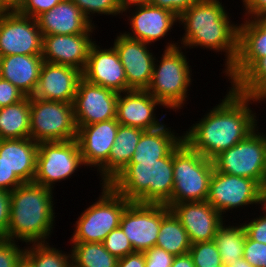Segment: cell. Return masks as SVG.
<instances>
[{
    "label": "cell",
    "instance_id": "1",
    "mask_svg": "<svg viewBox=\"0 0 266 267\" xmlns=\"http://www.w3.org/2000/svg\"><path fill=\"white\" fill-rule=\"evenodd\" d=\"M228 89L219 104L182 133L193 151L210 160L242 141L260 123L250 106L257 105L255 98L240 94L231 86Z\"/></svg>",
    "mask_w": 266,
    "mask_h": 267
},
{
    "label": "cell",
    "instance_id": "2",
    "mask_svg": "<svg viewBox=\"0 0 266 267\" xmlns=\"http://www.w3.org/2000/svg\"><path fill=\"white\" fill-rule=\"evenodd\" d=\"M224 5L222 0H198L178 16L185 32L177 41L186 50L197 47L224 54L223 74L236 61L239 38V23L231 20Z\"/></svg>",
    "mask_w": 266,
    "mask_h": 267
},
{
    "label": "cell",
    "instance_id": "3",
    "mask_svg": "<svg viewBox=\"0 0 266 267\" xmlns=\"http://www.w3.org/2000/svg\"><path fill=\"white\" fill-rule=\"evenodd\" d=\"M54 192L48 187L23 183L10 192V222L2 237L28 244L48 243L55 228Z\"/></svg>",
    "mask_w": 266,
    "mask_h": 267
},
{
    "label": "cell",
    "instance_id": "4",
    "mask_svg": "<svg viewBox=\"0 0 266 267\" xmlns=\"http://www.w3.org/2000/svg\"><path fill=\"white\" fill-rule=\"evenodd\" d=\"M173 150L156 161H130L109 184L130 202L163 204L173 192Z\"/></svg>",
    "mask_w": 266,
    "mask_h": 267
},
{
    "label": "cell",
    "instance_id": "5",
    "mask_svg": "<svg viewBox=\"0 0 266 267\" xmlns=\"http://www.w3.org/2000/svg\"><path fill=\"white\" fill-rule=\"evenodd\" d=\"M165 43L163 54L155 58L151 82L146 91L165 108L178 112L184 108L190 95L192 66L185 54L186 49L178 42L170 40Z\"/></svg>",
    "mask_w": 266,
    "mask_h": 267
},
{
    "label": "cell",
    "instance_id": "6",
    "mask_svg": "<svg viewBox=\"0 0 266 267\" xmlns=\"http://www.w3.org/2000/svg\"><path fill=\"white\" fill-rule=\"evenodd\" d=\"M213 162L193 151L182 140L173 149L174 186L171 199L165 204L207 201Z\"/></svg>",
    "mask_w": 266,
    "mask_h": 267
},
{
    "label": "cell",
    "instance_id": "7",
    "mask_svg": "<svg viewBox=\"0 0 266 267\" xmlns=\"http://www.w3.org/2000/svg\"><path fill=\"white\" fill-rule=\"evenodd\" d=\"M97 201L80 214L74 225L71 242L102 243L106 236L120 226L121 216L130 201L116 192L109 184H100Z\"/></svg>",
    "mask_w": 266,
    "mask_h": 267
},
{
    "label": "cell",
    "instance_id": "8",
    "mask_svg": "<svg viewBox=\"0 0 266 267\" xmlns=\"http://www.w3.org/2000/svg\"><path fill=\"white\" fill-rule=\"evenodd\" d=\"M30 138L37 143L77 138L73 103L30 97Z\"/></svg>",
    "mask_w": 266,
    "mask_h": 267
},
{
    "label": "cell",
    "instance_id": "9",
    "mask_svg": "<svg viewBox=\"0 0 266 267\" xmlns=\"http://www.w3.org/2000/svg\"><path fill=\"white\" fill-rule=\"evenodd\" d=\"M259 129L213 158L214 170L259 183L266 174V133Z\"/></svg>",
    "mask_w": 266,
    "mask_h": 267
},
{
    "label": "cell",
    "instance_id": "10",
    "mask_svg": "<svg viewBox=\"0 0 266 267\" xmlns=\"http://www.w3.org/2000/svg\"><path fill=\"white\" fill-rule=\"evenodd\" d=\"M82 166L85 168L76 139L41 142L33 182L54 190L56 183L70 179Z\"/></svg>",
    "mask_w": 266,
    "mask_h": 267
},
{
    "label": "cell",
    "instance_id": "11",
    "mask_svg": "<svg viewBox=\"0 0 266 267\" xmlns=\"http://www.w3.org/2000/svg\"><path fill=\"white\" fill-rule=\"evenodd\" d=\"M119 122L116 118L81 126L77 138L85 167L97 170L100 184H109V155L117 136ZM93 168V169H92Z\"/></svg>",
    "mask_w": 266,
    "mask_h": 267
},
{
    "label": "cell",
    "instance_id": "12",
    "mask_svg": "<svg viewBox=\"0 0 266 267\" xmlns=\"http://www.w3.org/2000/svg\"><path fill=\"white\" fill-rule=\"evenodd\" d=\"M163 204L130 202L120 219V228L134 252H145L156 245L162 219L170 212Z\"/></svg>",
    "mask_w": 266,
    "mask_h": 267
},
{
    "label": "cell",
    "instance_id": "13",
    "mask_svg": "<svg viewBox=\"0 0 266 267\" xmlns=\"http://www.w3.org/2000/svg\"><path fill=\"white\" fill-rule=\"evenodd\" d=\"M259 183L253 179L213 171L207 202L224 218L232 213L254 205L258 206ZM239 208V209H238ZM231 210V211H230ZM226 213V216H225Z\"/></svg>",
    "mask_w": 266,
    "mask_h": 267
},
{
    "label": "cell",
    "instance_id": "14",
    "mask_svg": "<svg viewBox=\"0 0 266 267\" xmlns=\"http://www.w3.org/2000/svg\"><path fill=\"white\" fill-rule=\"evenodd\" d=\"M43 35L37 20L17 11L0 14V57L42 55Z\"/></svg>",
    "mask_w": 266,
    "mask_h": 267
},
{
    "label": "cell",
    "instance_id": "15",
    "mask_svg": "<svg viewBox=\"0 0 266 267\" xmlns=\"http://www.w3.org/2000/svg\"><path fill=\"white\" fill-rule=\"evenodd\" d=\"M113 46L125 70L128 90H147L156 56L142 41L132 39L124 33H117Z\"/></svg>",
    "mask_w": 266,
    "mask_h": 267
},
{
    "label": "cell",
    "instance_id": "16",
    "mask_svg": "<svg viewBox=\"0 0 266 267\" xmlns=\"http://www.w3.org/2000/svg\"><path fill=\"white\" fill-rule=\"evenodd\" d=\"M117 92L81 79L73 102L77 129L116 118Z\"/></svg>",
    "mask_w": 266,
    "mask_h": 267
},
{
    "label": "cell",
    "instance_id": "17",
    "mask_svg": "<svg viewBox=\"0 0 266 267\" xmlns=\"http://www.w3.org/2000/svg\"><path fill=\"white\" fill-rule=\"evenodd\" d=\"M239 23L238 55L224 74L232 87L260 58L266 56V14Z\"/></svg>",
    "mask_w": 266,
    "mask_h": 267
},
{
    "label": "cell",
    "instance_id": "18",
    "mask_svg": "<svg viewBox=\"0 0 266 267\" xmlns=\"http://www.w3.org/2000/svg\"><path fill=\"white\" fill-rule=\"evenodd\" d=\"M124 14L122 16L129 18H127V24L131 26L129 28L131 32L128 30L122 33L151 46L156 44V41L166 39L171 34L170 32L174 26L178 25L177 15L167 9L149 3L133 7V9L130 8Z\"/></svg>",
    "mask_w": 266,
    "mask_h": 267
},
{
    "label": "cell",
    "instance_id": "19",
    "mask_svg": "<svg viewBox=\"0 0 266 267\" xmlns=\"http://www.w3.org/2000/svg\"><path fill=\"white\" fill-rule=\"evenodd\" d=\"M157 106L165 108L146 90L124 91L118 94L116 119L121 125L154 130L164 125L166 118V114H162L158 119Z\"/></svg>",
    "mask_w": 266,
    "mask_h": 267
},
{
    "label": "cell",
    "instance_id": "20",
    "mask_svg": "<svg viewBox=\"0 0 266 267\" xmlns=\"http://www.w3.org/2000/svg\"><path fill=\"white\" fill-rule=\"evenodd\" d=\"M82 77L117 93L127 91L125 70L113 45L103 48L96 41L92 44Z\"/></svg>",
    "mask_w": 266,
    "mask_h": 267
},
{
    "label": "cell",
    "instance_id": "21",
    "mask_svg": "<svg viewBox=\"0 0 266 267\" xmlns=\"http://www.w3.org/2000/svg\"><path fill=\"white\" fill-rule=\"evenodd\" d=\"M169 208L188 233L191 244L214 240L226 220L207 201L171 204Z\"/></svg>",
    "mask_w": 266,
    "mask_h": 267
},
{
    "label": "cell",
    "instance_id": "22",
    "mask_svg": "<svg viewBox=\"0 0 266 267\" xmlns=\"http://www.w3.org/2000/svg\"><path fill=\"white\" fill-rule=\"evenodd\" d=\"M92 37V34L43 35V61L71 66L83 72L90 47L96 40Z\"/></svg>",
    "mask_w": 266,
    "mask_h": 267
},
{
    "label": "cell",
    "instance_id": "23",
    "mask_svg": "<svg viewBox=\"0 0 266 267\" xmlns=\"http://www.w3.org/2000/svg\"><path fill=\"white\" fill-rule=\"evenodd\" d=\"M82 71L77 68L44 62L32 97L73 103Z\"/></svg>",
    "mask_w": 266,
    "mask_h": 267
},
{
    "label": "cell",
    "instance_id": "24",
    "mask_svg": "<svg viewBox=\"0 0 266 267\" xmlns=\"http://www.w3.org/2000/svg\"><path fill=\"white\" fill-rule=\"evenodd\" d=\"M42 35L94 34L93 25L71 0H62L37 18Z\"/></svg>",
    "mask_w": 266,
    "mask_h": 267
},
{
    "label": "cell",
    "instance_id": "25",
    "mask_svg": "<svg viewBox=\"0 0 266 267\" xmlns=\"http://www.w3.org/2000/svg\"><path fill=\"white\" fill-rule=\"evenodd\" d=\"M43 63L42 55L14 54L0 57V78L9 81L26 97H31Z\"/></svg>",
    "mask_w": 266,
    "mask_h": 267
},
{
    "label": "cell",
    "instance_id": "26",
    "mask_svg": "<svg viewBox=\"0 0 266 267\" xmlns=\"http://www.w3.org/2000/svg\"><path fill=\"white\" fill-rule=\"evenodd\" d=\"M38 143L29 138L0 139V157L23 183H31L36 172Z\"/></svg>",
    "mask_w": 266,
    "mask_h": 267
},
{
    "label": "cell",
    "instance_id": "27",
    "mask_svg": "<svg viewBox=\"0 0 266 267\" xmlns=\"http://www.w3.org/2000/svg\"><path fill=\"white\" fill-rule=\"evenodd\" d=\"M167 126L164 124L160 128L144 131L131 161H156L165 158L183 140V134Z\"/></svg>",
    "mask_w": 266,
    "mask_h": 267
},
{
    "label": "cell",
    "instance_id": "28",
    "mask_svg": "<svg viewBox=\"0 0 266 267\" xmlns=\"http://www.w3.org/2000/svg\"><path fill=\"white\" fill-rule=\"evenodd\" d=\"M144 130L119 124L109 155V184L130 163Z\"/></svg>",
    "mask_w": 266,
    "mask_h": 267
},
{
    "label": "cell",
    "instance_id": "29",
    "mask_svg": "<svg viewBox=\"0 0 266 267\" xmlns=\"http://www.w3.org/2000/svg\"><path fill=\"white\" fill-rule=\"evenodd\" d=\"M30 137V97L0 108V139Z\"/></svg>",
    "mask_w": 266,
    "mask_h": 267
},
{
    "label": "cell",
    "instance_id": "30",
    "mask_svg": "<svg viewBox=\"0 0 266 267\" xmlns=\"http://www.w3.org/2000/svg\"><path fill=\"white\" fill-rule=\"evenodd\" d=\"M155 246L166 250L174 256L189 253L191 242L188 233L172 211L161 221Z\"/></svg>",
    "mask_w": 266,
    "mask_h": 267
},
{
    "label": "cell",
    "instance_id": "31",
    "mask_svg": "<svg viewBox=\"0 0 266 267\" xmlns=\"http://www.w3.org/2000/svg\"><path fill=\"white\" fill-rule=\"evenodd\" d=\"M228 221V219L224 221L214 237L223 265L228 261L233 262L234 259L243 258L244 244L247 237L242 220L241 223L239 221V223L233 222L232 224ZM226 222L228 223L226 224Z\"/></svg>",
    "mask_w": 266,
    "mask_h": 267
},
{
    "label": "cell",
    "instance_id": "32",
    "mask_svg": "<svg viewBox=\"0 0 266 267\" xmlns=\"http://www.w3.org/2000/svg\"><path fill=\"white\" fill-rule=\"evenodd\" d=\"M71 263L74 267H117L118 258L102 243L70 242Z\"/></svg>",
    "mask_w": 266,
    "mask_h": 267
},
{
    "label": "cell",
    "instance_id": "33",
    "mask_svg": "<svg viewBox=\"0 0 266 267\" xmlns=\"http://www.w3.org/2000/svg\"><path fill=\"white\" fill-rule=\"evenodd\" d=\"M48 243L26 245L24 260L30 267H70L71 252L57 249Z\"/></svg>",
    "mask_w": 266,
    "mask_h": 267
},
{
    "label": "cell",
    "instance_id": "34",
    "mask_svg": "<svg viewBox=\"0 0 266 267\" xmlns=\"http://www.w3.org/2000/svg\"><path fill=\"white\" fill-rule=\"evenodd\" d=\"M266 85V56L260 58L232 87L254 97Z\"/></svg>",
    "mask_w": 266,
    "mask_h": 267
},
{
    "label": "cell",
    "instance_id": "35",
    "mask_svg": "<svg viewBox=\"0 0 266 267\" xmlns=\"http://www.w3.org/2000/svg\"><path fill=\"white\" fill-rule=\"evenodd\" d=\"M189 254L195 267H224L214 240L191 244Z\"/></svg>",
    "mask_w": 266,
    "mask_h": 267
},
{
    "label": "cell",
    "instance_id": "36",
    "mask_svg": "<svg viewBox=\"0 0 266 267\" xmlns=\"http://www.w3.org/2000/svg\"><path fill=\"white\" fill-rule=\"evenodd\" d=\"M82 11L83 15L93 24V17L102 15L120 16L118 0H71ZM99 14V15H98ZM93 16V17H92Z\"/></svg>",
    "mask_w": 266,
    "mask_h": 267
},
{
    "label": "cell",
    "instance_id": "37",
    "mask_svg": "<svg viewBox=\"0 0 266 267\" xmlns=\"http://www.w3.org/2000/svg\"><path fill=\"white\" fill-rule=\"evenodd\" d=\"M102 244L118 259L134 253L131 242L128 240L120 226L112 230L103 240Z\"/></svg>",
    "mask_w": 266,
    "mask_h": 267
},
{
    "label": "cell",
    "instance_id": "38",
    "mask_svg": "<svg viewBox=\"0 0 266 267\" xmlns=\"http://www.w3.org/2000/svg\"><path fill=\"white\" fill-rule=\"evenodd\" d=\"M0 237V267H17L24 259L26 246Z\"/></svg>",
    "mask_w": 266,
    "mask_h": 267
},
{
    "label": "cell",
    "instance_id": "39",
    "mask_svg": "<svg viewBox=\"0 0 266 267\" xmlns=\"http://www.w3.org/2000/svg\"><path fill=\"white\" fill-rule=\"evenodd\" d=\"M243 258L253 267H266V244L246 237Z\"/></svg>",
    "mask_w": 266,
    "mask_h": 267
},
{
    "label": "cell",
    "instance_id": "40",
    "mask_svg": "<svg viewBox=\"0 0 266 267\" xmlns=\"http://www.w3.org/2000/svg\"><path fill=\"white\" fill-rule=\"evenodd\" d=\"M62 0H21L17 12L36 19L44 12L50 11Z\"/></svg>",
    "mask_w": 266,
    "mask_h": 267
},
{
    "label": "cell",
    "instance_id": "41",
    "mask_svg": "<svg viewBox=\"0 0 266 267\" xmlns=\"http://www.w3.org/2000/svg\"><path fill=\"white\" fill-rule=\"evenodd\" d=\"M248 221H243L242 225L246 230L249 239L266 244V215L263 213Z\"/></svg>",
    "mask_w": 266,
    "mask_h": 267
},
{
    "label": "cell",
    "instance_id": "42",
    "mask_svg": "<svg viewBox=\"0 0 266 267\" xmlns=\"http://www.w3.org/2000/svg\"><path fill=\"white\" fill-rule=\"evenodd\" d=\"M145 267H171L174 255L166 250L154 246L144 252Z\"/></svg>",
    "mask_w": 266,
    "mask_h": 267
},
{
    "label": "cell",
    "instance_id": "43",
    "mask_svg": "<svg viewBox=\"0 0 266 267\" xmlns=\"http://www.w3.org/2000/svg\"><path fill=\"white\" fill-rule=\"evenodd\" d=\"M25 97L17 87L0 78V108L16 104Z\"/></svg>",
    "mask_w": 266,
    "mask_h": 267
},
{
    "label": "cell",
    "instance_id": "44",
    "mask_svg": "<svg viewBox=\"0 0 266 267\" xmlns=\"http://www.w3.org/2000/svg\"><path fill=\"white\" fill-rule=\"evenodd\" d=\"M198 0H147V3L167 9L179 16Z\"/></svg>",
    "mask_w": 266,
    "mask_h": 267
},
{
    "label": "cell",
    "instance_id": "45",
    "mask_svg": "<svg viewBox=\"0 0 266 267\" xmlns=\"http://www.w3.org/2000/svg\"><path fill=\"white\" fill-rule=\"evenodd\" d=\"M10 209V191L0 189V237L7 233L10 222Z\"/></svg>",
    "mask_w": 266,
    "mask_h": 267
},
{
    "label": "cell",
    "instance_id": "46",
    "mask_svg": "<svg viewBox=\"0 0 266 267\" xmlns=\"http://www.w3.org/2000/svg\"><path fill=\"white\" fill-rule=\"evenodd\" d=\"M22 184L23 182L12 170L8 168L3 159L0 157V189L11 192Z\"/></svg>",
    "mask_w": 266,
    "mask_h": 267
},
{
    "label": "cell",
    "instance_id": "47",
    "mask_svg": "<svg viewBox=\"0 0 266 267\" xmlns=\"http://www.w3.org/2000/svg\"><path fill=\"white\" fill-rule=\"evenodd\" d=\"M243 4L244 19H251L255 16L266 14V0H241Z\"/></svg>",
    "mask_w": 266,
    "mask_h": 267
},
{
    "label": "cell",
    "instance_id": "48",
    "mask_svg": "<svg viewBox=\"0 0 266 267\" xmlns=\"http://www.w3.org/2000/svg\"><path fill=\"white\" fill-rule=\"evenodd\" d=\"M117 267H145L144 252H134L119 258Z\"/></svg>",
    "mask_w": 266,
    "mask_h": 267
},
{
    "label": "cell",
    "instance_id": "49",
    "mask_svg": "<svg viewBox=\"0 0 266 267\" xmlns=\"http://www.w3.org/2000/svg\"><path fill=\"white\" fill-rule=\"evenodd\" d=\"M171 267H195L192 257L189 253L175 256Z\"/></svg>",
    "mask_w": 266,
    "mask_h": 267
},
{
    "label": "cell",
    "instance_id": "50",
    "mask_svg": "<svg viewBox=\"0 0 266 267\" xmlns=\"http://www.w3.org/2000/svg\"><path fill=\"white\" fill-rule=\"evenodd\" d=\"M147 0H118L120 12L123 14L126 10L146 4Z\"/></svg>",
    "mask_w": 266,
    "mask_h": 267
},
{
    "label": "cell",
    "instance_id": "51",
    "mask_svg": "<svg viewBox=\"0 0 266 267\" xmlns=\"http://www.w3.org/2000/svg\"><path fill=\"white\" fill-rule=\"evenodd\" d=\"M21 0H0V11L10 12L17 11L20 6Z\"/></svg>",
    "mask_w": 266,
    "mask_h": 267
},
{
    "label": "cell",
    "instance_id": "52",
    "mask_svg": "<svg viewBox=\"0 0 266 267\" xmlns=\"http://www.w3.org/2000/svg\"><path fill=\"white\" fill-rule=\"evenodd\" d=\"M258 204H266V174L259 181Z\"/></svg>",
    "mask_w": 266,
    "mask_h": 267
},
{
    "label": "cell",
    "instance_id": "53",
    "mask_svg": "<svg viewBox=\"0 0 266 267\" xmlns=\"http://www.w3.org/2000/svg\"><path fill=\"white\" fill-rule=\"evenodd\" d=\"M224 267H253L244 258L233 260V262L228 261L224 264Z\"/></svg>",
    "mask_w": 266,
    "mask_h": 267
},
{
    "label": "cell",
    "instance_id": "54",
    "mask_svg": "<svg viewBox=\"0 0 266 267\" xmlns=\"http://www.w3.org/2000/svg\"><path fill=\"white\" fill-rule=\"evenodd\" d=\"M257 103H266V85L254 96Z\"/></svg>",
    "mask_w": 266,
    "mask_h": 267
},
{
    "label": "cell",
    "instance_id": "55",
    "mask_svg": "<svg viewBox=\"0 0 266 267\" xmlns=\"http://www.w3.org/2000/svg\"><path fill=\"white\" fill-rule=\"evenodd\" d=\"M261 205V207H259ZM258 208L261 209L262 213L266 215V204H258Z\"/></svg>",
    "mask_w": 266,
    "mask_h": 267
},
{
    "label": "cell",
    "instance_id": "56",
    "mask_svg": "<svg viewBox=\"0 0 266 267\" xmlns=\"http://www.w3.org/2000/svg\"><path fill=\"white\" fill-rule=\"evenodd\" d=\"M17 267H30V265L23 259Z\"/></svg>",
    "mask_w": 266,
    "mask_h": 267
}]
</instances>
